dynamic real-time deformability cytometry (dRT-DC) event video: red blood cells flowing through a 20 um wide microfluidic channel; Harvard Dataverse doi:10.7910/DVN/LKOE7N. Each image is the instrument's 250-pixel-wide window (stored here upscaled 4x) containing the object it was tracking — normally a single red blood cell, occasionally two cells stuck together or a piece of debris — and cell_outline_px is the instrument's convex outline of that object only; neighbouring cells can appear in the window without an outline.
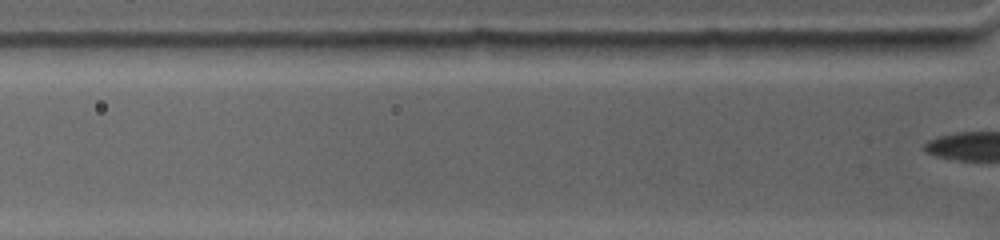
{"species": "common noctule bat (a hibernating species)", "species_latin": "Nyctalus noctula", "temperature_condition": "warm", "stored_images_in_passage": 9, "segment_of_instrument_passage": [2, 2], "camera_frame_rate_fps": 4500, "um_per_image_px": 0.085, "animal": {"sex": "female", "body_mass_g": 19.0, "forearm_length_mm": 53.3}, "frame": {"image": 1, "passage_image": 9, "time_ms": 2.0, "image_size_px": [1000, 240], "cell_outline_px": [[964, 40], [960, 48], [884, 60], [844, 44], [848, 40]], "centroid_in_image_um": [76.71, 4.02], "position_along_channel_um": 49.1, "area_um2": 11.21}}